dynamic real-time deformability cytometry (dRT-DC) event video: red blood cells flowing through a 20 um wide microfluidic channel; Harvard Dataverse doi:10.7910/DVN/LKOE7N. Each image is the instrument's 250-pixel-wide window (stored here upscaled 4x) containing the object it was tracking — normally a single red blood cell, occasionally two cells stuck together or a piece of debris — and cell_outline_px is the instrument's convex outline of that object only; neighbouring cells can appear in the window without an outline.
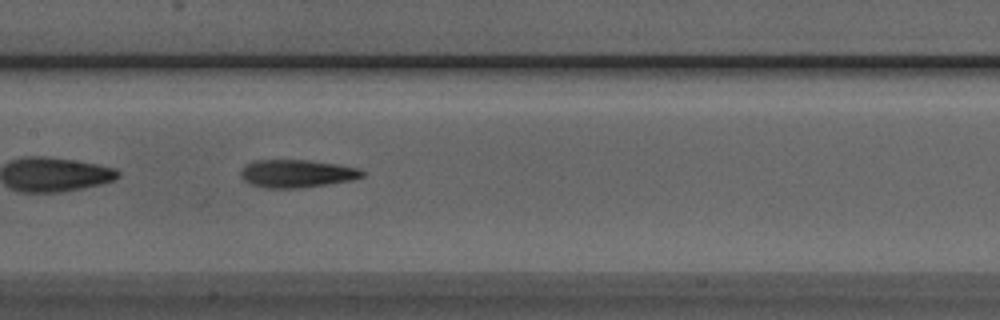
{"species": "Egyptian fruit bat (a non-hibernating species)", "species_latin": "Rousettus aegyptiacus", "temperature_condition": "room temperature", "stored_images_in_passage": 38, "camera_frame_rate_fps": 3000, "um_per_image_px": 0.085, "animal": {"sex": "male"}, "frame": {"image": 1, "passage_image": 25, "time_ms": 8.0, "image_size_px": [1000, 320], "cell_outline_px": [[364, 176], [352, 180], [328, 184], [300, 188], [264, 188], [252, 184], [244, 180], [240, 176], [240, 168], [244, 164], [252, 160], [308, 160], [336, 164], [360, 168], [364, 172]], "centroid_in_image_um": [25.19, 14.75], "position_along_channel_um": 182.2, "area_um2": 19.94}}
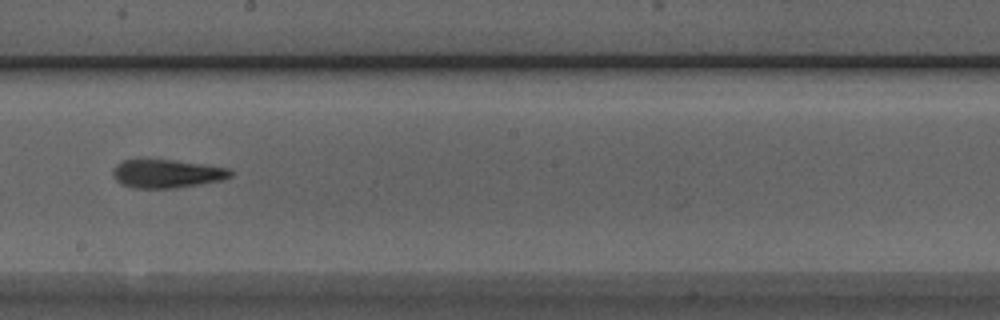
{"frame": {"image": 2, "passage_image": 29, "time_ms": 9.333, "image_size_px": [1000, 320], "cell_outline_px": [[232, 176], [220, 180], [200, 184], [176, 188], [132, 188], [120, 184], [112, 176], [112, 168], [116, 164], [124, 160], [140, 156], [172, 160], [228, 168], [232, 172]], "centroid_in_image_um": [14.06, 14.73], "position_along_channel_um": 234.1, "area_um2": 20.06}}
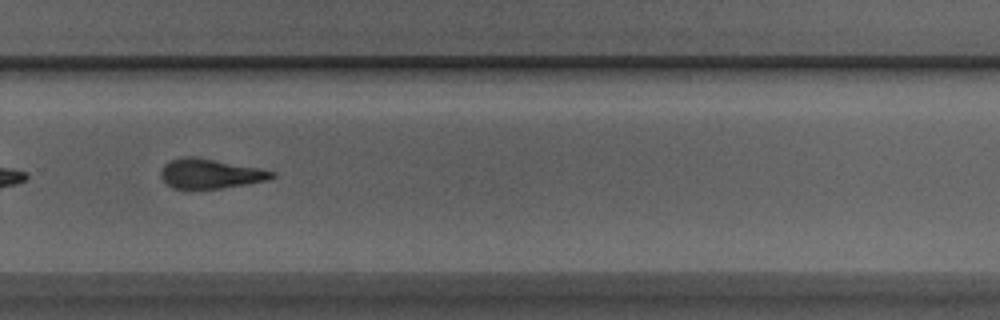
{"frame": {"image": 3, "passage_image": 35, "time_ms": 11.333, "image_size_px": [1000, 320], "cell_outline_px": [[276, 176], [268, 180], [220, 188], [172, 188], [160, 176], [160, 172], [164, 164], [172, 160], [184, 156], [196, 156], [260, 168], [276, 172]], "centroid_in_image_um": [17.88, 14.74], "position_along_channel_um": 311.9, "area_um2": 19.07}}